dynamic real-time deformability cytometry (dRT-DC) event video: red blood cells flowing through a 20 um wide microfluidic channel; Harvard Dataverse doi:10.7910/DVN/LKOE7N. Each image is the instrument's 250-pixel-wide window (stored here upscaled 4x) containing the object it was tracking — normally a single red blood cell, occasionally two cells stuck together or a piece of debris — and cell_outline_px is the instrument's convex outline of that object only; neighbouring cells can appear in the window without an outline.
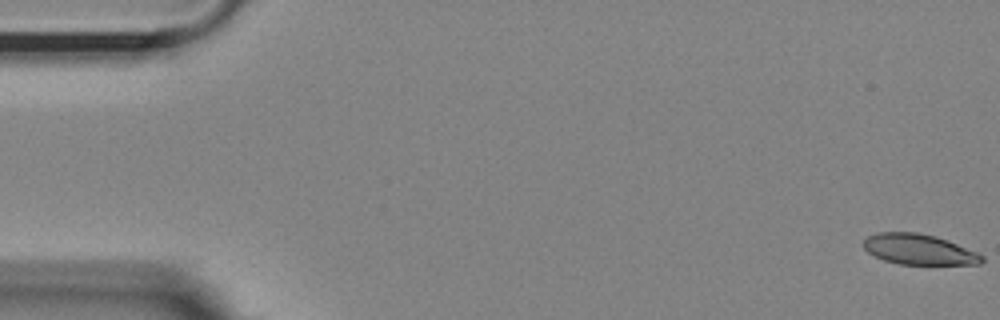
{"species": "Egyptian fruit bat (a non-hibernating species)", "species_latin": "Rousettus aegyptiacus", "temperature_condition": "room temperature", "stored_images_in_passage": 11, "camera_frame_rate_fps": 3000, "um_per_image_px": 0.085, "animal": {"sex": "female"}, "frame": {"image": 1, "passage_image": 1, "time_ms": 0.0, "image_size_px": [1000, 320], "cell_outline_px": [[984, 260], [980, 264], [900, 264], [884, 260], [868, 252], [864, 248], [864, 240], [868, 236], [880, 232], [916, 232], [936, 236], [948, 240], [976, 252], [984, 256]], "centroid_in_image_um": [78.12, 21.19], "position_along_channel_um": 6.9, "area_um2": 20.87}}